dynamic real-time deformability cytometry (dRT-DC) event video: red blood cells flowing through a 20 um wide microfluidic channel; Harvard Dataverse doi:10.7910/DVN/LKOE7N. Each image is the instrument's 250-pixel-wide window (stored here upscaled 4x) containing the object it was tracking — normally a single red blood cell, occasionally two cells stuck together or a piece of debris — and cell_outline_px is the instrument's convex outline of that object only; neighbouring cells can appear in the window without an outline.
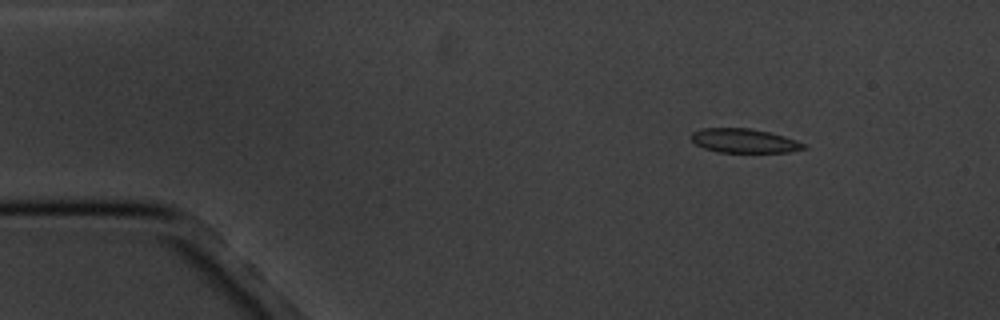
{"species": "common noctule bat (a hibernating species)", "species_latin": "Nyctalus noctula", "temperature_condition": "cold", "stored_images_in_passage": 5, "camera_frame_rate_fps": 3000, "um_per_image_px": 0.085, "animal": {"sex": "male", "body_mass_g": 20.1, "forearm_length_mm": 53.5}, "frame": {"image": 1, "passage_image": 2, "time_ms": 1.333, "image_size_px": [1000, 320], "cell_outline_px": [[808, 148], [788, 152], [716, 152], [704, 148], [696, 144], [688, 136], [692, 132], [700, 128], [748, 128], [768, 132], [784, 136], [796, 140], [804, 144]], "centroid_in_image_um": [63.21, 11.96], "position_along_channel_um": 21.8, "area_um2": 15.84}}
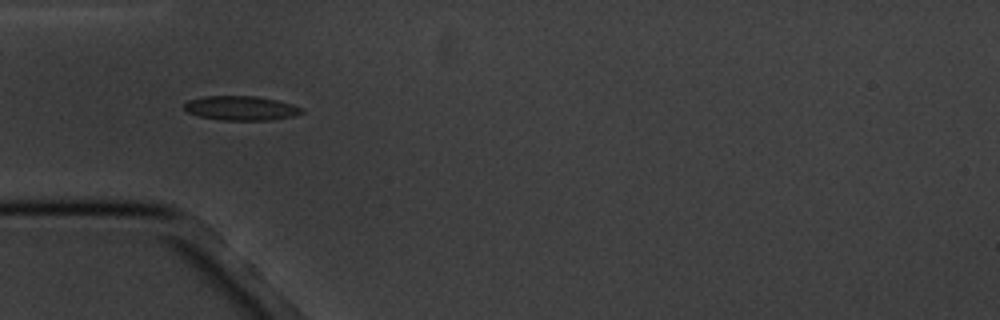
{"frame": {"image": 2, "passage_image": 4, "time_ms": 4.667, "image_size_px": [1000, 320], "cell_outline_px": [[304, 112], [292, 116], [272, 120], [220, 120], [200, 116], [188, 112], [184, 108], [184, 104], [188, 100], [204, 96], [256, 96], [276, 100], [292, 104], [304, 108]], "centroid_in_image_um": [20.5, 9.19], "position_along_channel_um": 64.5, "area_um2": 16.65}}
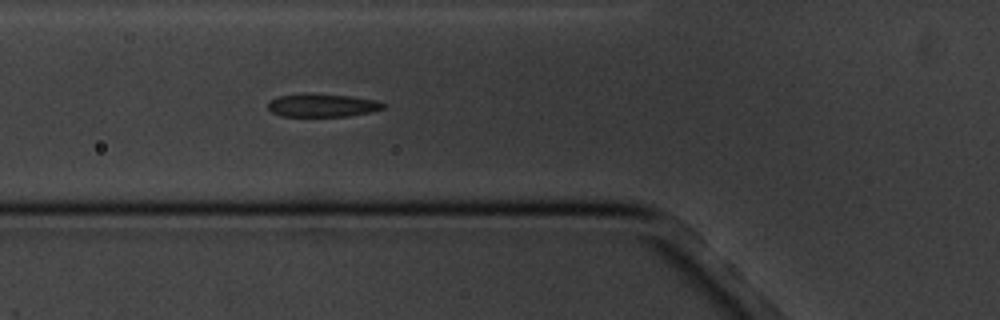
{"frame": {"image": 3, "passage_image": 5, "time_ms": 5.667, "image_size_px": [1000, 320], "cell_outline_px": [[384, 108], [372, 112], [348, 116], [280, 116], [272, 112], [268, 108], [268, 100], [276, 96], [300, 92], [312, 92], [352, 96], [376, 100], [384, 104]], "centroid_in_image_um": [27.33, 8.92], "position_along_channel_um": 98.5, "area_um2": 16.07}}